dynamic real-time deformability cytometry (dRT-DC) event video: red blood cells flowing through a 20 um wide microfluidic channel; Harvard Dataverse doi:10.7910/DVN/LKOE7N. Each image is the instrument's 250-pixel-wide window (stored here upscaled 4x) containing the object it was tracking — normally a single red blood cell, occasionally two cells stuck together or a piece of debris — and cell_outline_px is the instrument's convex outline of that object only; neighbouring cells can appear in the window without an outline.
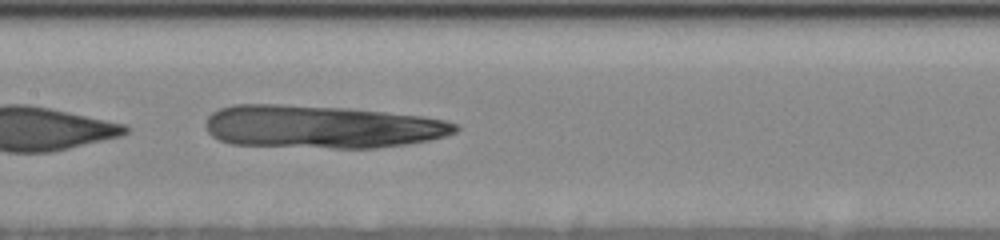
{"species": "human", "species_latin": "Homo sapiens", "temperature_condition": "cold", "stored_images_in_passage": 24, "camera_frame_rate_fps": 3000, "um_per_image_px": 0.085, "donor": {"sex": "female"}, "frame": {"image": 1, "passage_image": 14, "time_ms": 4.0, "image_size_px": [1000, 240], "cell_outline_px": [[460, 128], [456, 132], [444, 136], [428, 140], [404, 144], [376, 148], [332, 148], [232, 144], [220, 140], [212, 136], [208, 132], [204, 124], [208, 116], [212, 112], [220, 108], [232, 104], [276, 104], [348, 108], [420, 116], [444, 120], [460, 124]], "centroid_in_image_um": [27.3, 10.77], "position_along_channel_um": 180.1, "area_um2": 62.54}}
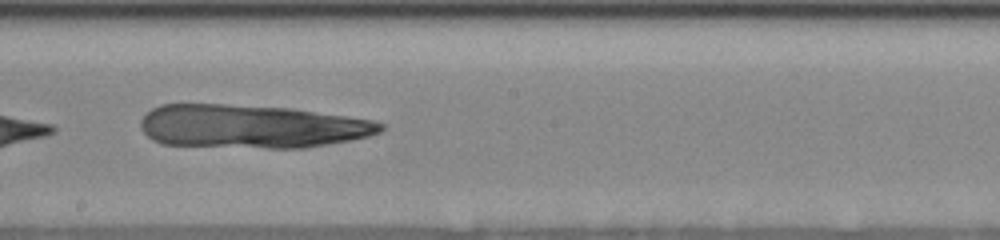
{"frame": {"image": 2, "passage_image": 17, "time_ms": 5.333, "image_size_px": [1000, 240], "cell_outline_px": [[384, 128], [380, 132], [368, 136], [348, 140], [304, 148], [264, 148], [160, 144], [152, 140], [140, 128], [140, 120], [152, 108], [160, 104], [224, 104], [292, 108], [372, 120], [384, 124]], "centroid_in_image_um": [21.33, 10.74], "position_along_channel_um": 226.9, "area_um2": 60.75}}
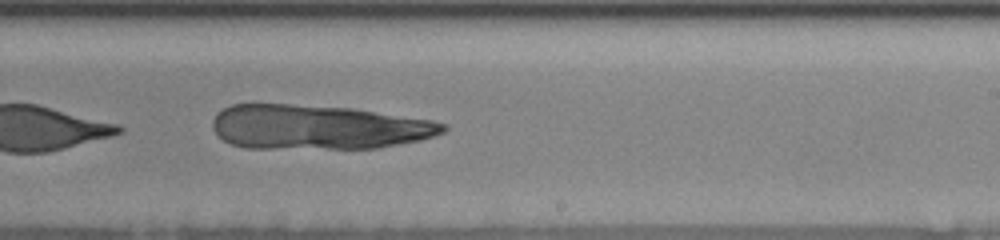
{"frame": {"image": 3, "passage_image": 20, "time_ms": 6.333, "image_size_px": [1000, 240], "cell_outline_px": [[448, 128], [444, 132], [420, 140], [376, 148], [244, 148], [232, 144], [224, 140], [212, 128], [212, 120], [216, 112], [232, 104], [288, 104], [352, 108], [432, 120], [448, 124]], "centroid_in_image_um": [27.02, 10.8], "position_along_channel_um": 262.0, "area_um2": 59.82}}